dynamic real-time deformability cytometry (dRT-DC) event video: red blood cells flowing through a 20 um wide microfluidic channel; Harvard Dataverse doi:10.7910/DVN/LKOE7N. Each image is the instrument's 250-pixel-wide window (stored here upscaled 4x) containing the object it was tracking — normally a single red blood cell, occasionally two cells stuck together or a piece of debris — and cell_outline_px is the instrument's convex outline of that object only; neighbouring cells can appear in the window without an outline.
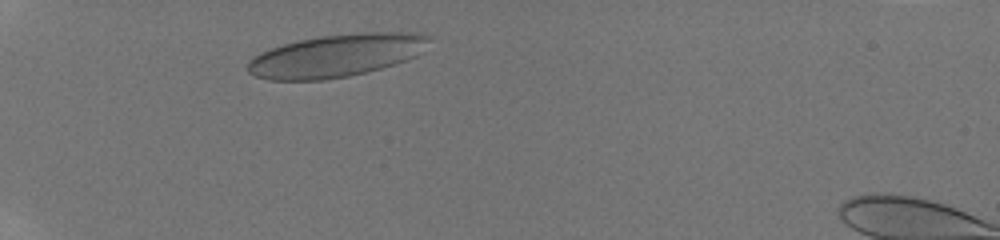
{"species": "human", "species_latin": "Homo sapiens", "temperature_condition": "room temperature", "stored_images_in_passage": 4, "camera_frame_rate_fps": 3000, "um_per_image_px": 0.085, "donor": {"sex": "male"}, "frame": {"image": 1, "passage_image": 2, "time_ms": 1.0, "image_size_px": [1000, 240], "cell_outline_px": [[432, 36], [420, 52], [416, 56], [408, 60], [396, 64], [368, 72], [348, 76], [324, 80], [268, 80], [256, 76], [248, 72], [248, 60], [252, 56], [260, 52], [284, 44], [300, 40], [320, 36], [364, 32], [416, 32]], "centroid_in_image_um": [28.59, 4.73], "position_along_channel_um": 56.4, "area_um2": 45.26}}